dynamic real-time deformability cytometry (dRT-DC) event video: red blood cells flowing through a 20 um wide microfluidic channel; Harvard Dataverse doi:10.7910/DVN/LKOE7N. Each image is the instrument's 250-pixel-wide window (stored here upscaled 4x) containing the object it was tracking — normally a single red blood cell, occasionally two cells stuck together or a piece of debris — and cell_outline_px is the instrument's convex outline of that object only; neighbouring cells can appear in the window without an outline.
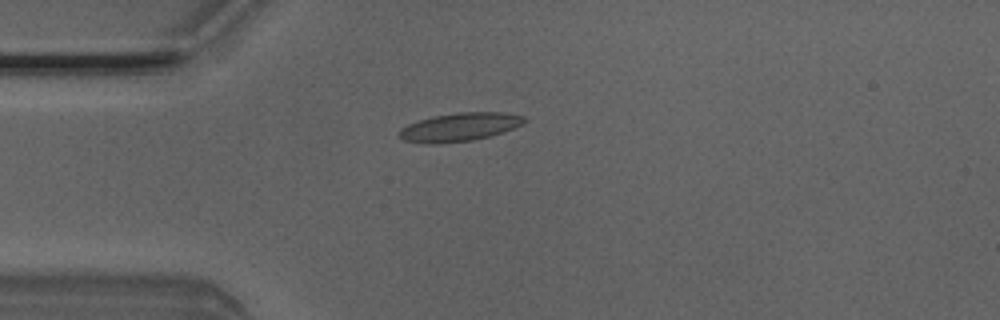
{"species": "Egyptian fruit bat (a non-hibernating species)", "species_latin": "Rousettus aegyptiacus", "temperature_condition": "room temperature", "stored_images_in_passage": 5, "camera_frame_rate_fps": 3000, "um_per_image_px": 0.085, "animal": {"sex": "male"}, "frame": {"image": 1, "passage_image": 4, "time_ms": 1.0, "image_size_px": [1000, 320], "cell_outline_px": [[528, 120], [524, 124], [504, 132], [472, 140], [440, 144], [428, 144], [404, 140], [396, 132], [400, 128], [408, 124], [432, 116], [456, 112], [504, 112], [524, 116]], "centroid_in_image_um": [39.08, 10.79], "position_along_channel_um": 45.9, "area_um2": 20.92}}